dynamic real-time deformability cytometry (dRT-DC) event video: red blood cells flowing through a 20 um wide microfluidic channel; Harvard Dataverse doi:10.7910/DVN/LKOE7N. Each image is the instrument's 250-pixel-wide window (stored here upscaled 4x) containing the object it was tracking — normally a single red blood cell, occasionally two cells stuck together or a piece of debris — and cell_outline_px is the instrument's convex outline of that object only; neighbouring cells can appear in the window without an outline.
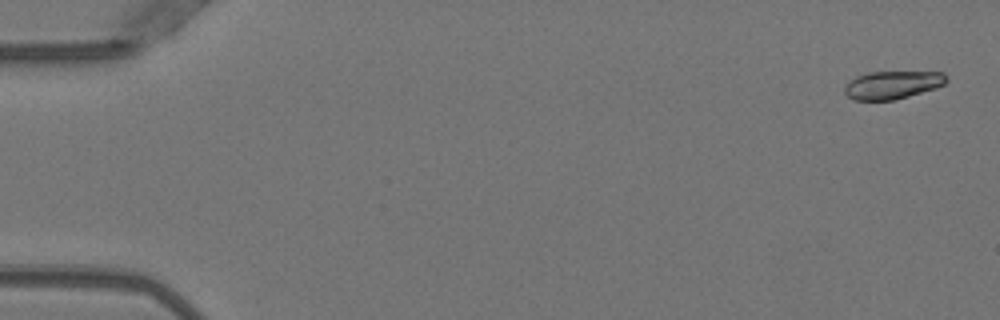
{"species": "Egyptian fruit bat (a non-hibernating species)", "species_latin": "Rousettus aegyptiacus", "temperature_condition": "warm", "stored_images_in_passage": 50, "camera_frame_rate_fps": 3000, "um_per_image_px": 0.085, "animal": {"sex": "female"}, "frame": {"image": 1, "passage_image": 1, "time_ms": 0.0, "image_size_px": [1000, 320], "cell_outline_px": [[948, 80], [944, 84], [936, 88], [908, 96], [892, 100], [852, 100], [844, 92], [844, 84], [856, 76], [868, 72], [944, 72]], "centroid_in_image_um": [75.83, 7.21], "position_along_channel_um": 9.2, "area_um2": 16.65}}
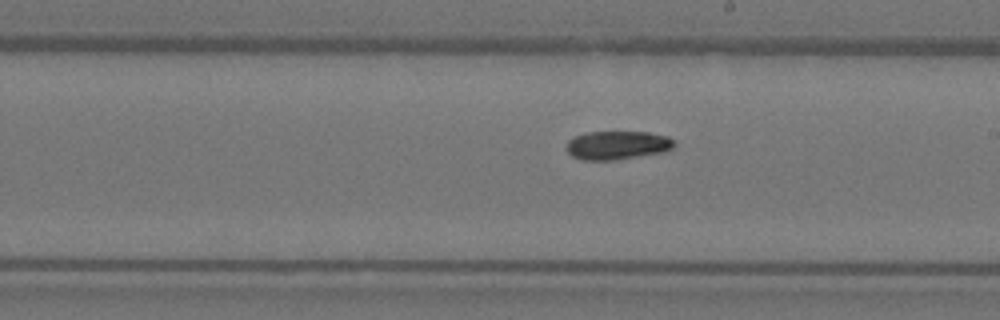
{"frame": {"image": 2, "passage_image": 29, "time_ms": 9.333, "image_size_px": [1000, 320], "cell_outline_px": [[676, 144], [672, 148], [664, 152], [612, 160], [584, 160], [572, 156], [568, 152], [568, 140], [576, 136], [588, 132], [648, 132], [668, 136]], "centroid_in_image_um": [52.5, 12.34], "position_along_channel_um": 236.5, "area_um2": 17.74}}
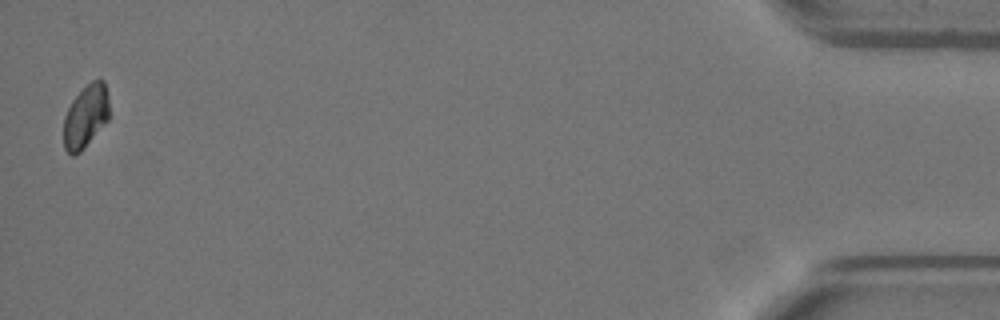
{"frame": {"image": 3, "passage_image": 50, "time_ms": 16.333, "image_size_px": [1000, 320], "cell_outline_px": [[108, 120], [80, 152], [72, 156], [64, 148], [64, 116], [72, 100], [92, 80], [104, 80], [108, 96]], "centroid_in_image_um": [7.28, 9.9], "position_along_channel_um": 427.9, "area_um2": 16.47}, "authors_computed_cell_mechanics": {"area_um2": 17.8024, "velocity_mm_per_s": 3.998, "shape_relaxation_time_tau1_ms": 5.1601, "shape_relaxation_time_tau2_ms": null, "deformation_change_tau1": 0.1421, "deformation_change_tau2": null}}